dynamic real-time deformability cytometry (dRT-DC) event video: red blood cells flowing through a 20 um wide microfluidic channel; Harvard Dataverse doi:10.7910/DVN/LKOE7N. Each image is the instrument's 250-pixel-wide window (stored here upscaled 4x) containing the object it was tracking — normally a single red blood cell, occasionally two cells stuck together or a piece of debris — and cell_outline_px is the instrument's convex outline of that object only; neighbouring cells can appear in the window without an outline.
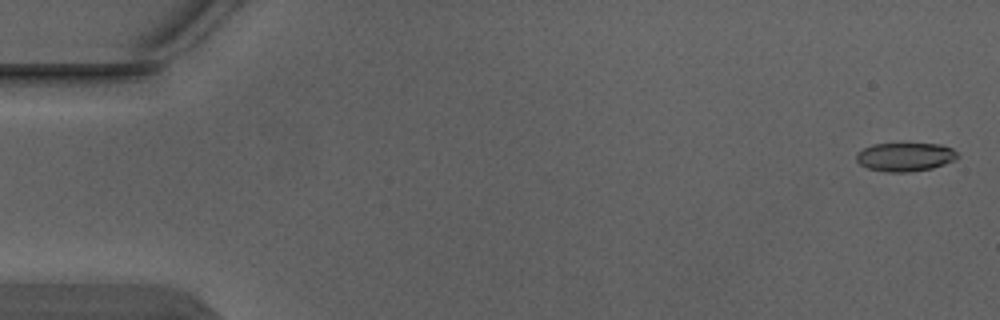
{"species": "Egyptian fruit bat (a non-hibernating species)", "species_latin": "Rousettus aegyptiacus", "temperature_condition": "warm", "stored_images_in_passage": 4, "camera_frame_rate_fps": 3000, "um_per_image_px": 0.085, "animal": {"sex": "male"}, "frame": {"image": 1, "passage_image": 1, "time_ms": 0.0, "image_size_px": [1000, 320], "cell_outline_px": [[960, 156], [944, 164], [932, 168], [908, 172], [888, 172], [868, 168], [860, 164], [856, 160], [856, 156], [864, 148], [872, 144], [940, 144], [952, 148]], "centroid_in_image_um": [76.94, 13.34], "position_along_channel_um": 8.1, "area_um2": 16.65}}
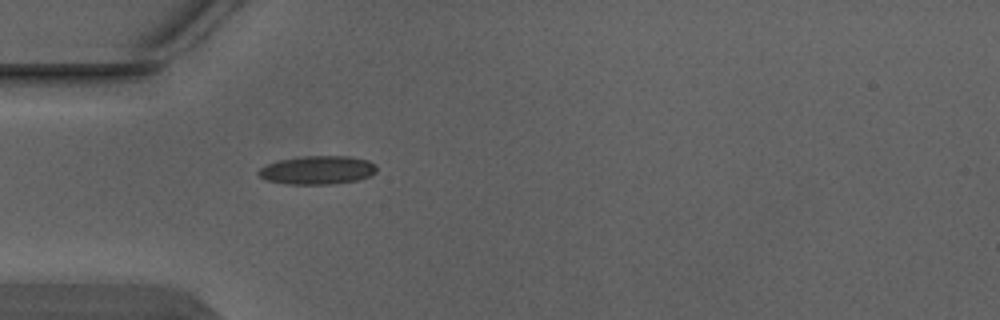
{"frame": {"image": 2, "passage_image": 4, "time_ms": 1.0, "image_size_px": [1000, 320], "cell_outline_px": [[376, 172], [372, 176], [356, 180], [332, 184], [288, 184], [264, 180], [256, 172], [260, 168], [268, 164], [280, 160], [304, 156], [348, 156], [368, 160], [376, 164]], "centroid_in_image_um": [27.0, 14.46], "position_along_channel_um": 58.0, "area_um2": 19.65}}